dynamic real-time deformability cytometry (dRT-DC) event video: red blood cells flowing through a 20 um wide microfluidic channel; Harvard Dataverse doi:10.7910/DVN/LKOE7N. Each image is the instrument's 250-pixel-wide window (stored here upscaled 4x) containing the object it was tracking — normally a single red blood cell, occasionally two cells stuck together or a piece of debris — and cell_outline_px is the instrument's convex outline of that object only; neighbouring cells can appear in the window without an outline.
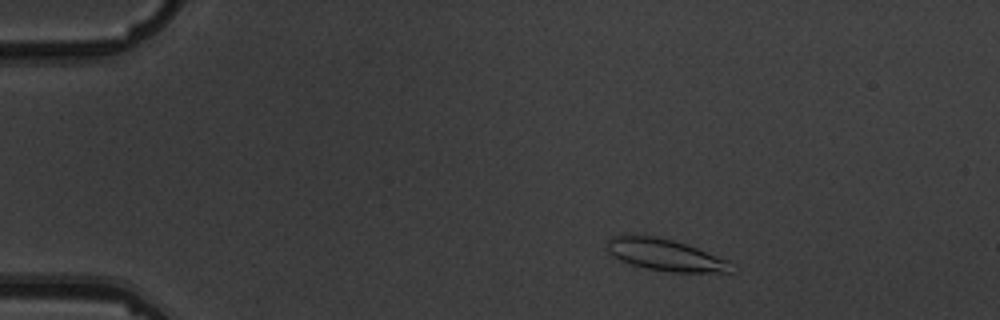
{"species": "common noctule bat (a hibernating species)", "species_latin": "Nyctalus noctula", "temperature_condition": "warm", "stored_images_in_passage": 5, "camera_frame_rate_fps": 3000, "um_per_image_px": 0.085, "animal": {"sex": "male", "body_mass_g": 19.5, "forearm_length_mm": 54.6}, "frame": {"image": 1, "passage_image": 2, "time_ms": 2.0, "image_size_px": [1000, 320], "cell_outline_px": [[732, 272], [668, 272], [648, 268], [632, 264], [620, 260], [612, 256], [608, 252], [608, 240], [612, 236], [624, 232], [656, 236], [672, 240], [696, 248], [728, 260]], "centroid_in_image_um": [56.44, 21.63], "position_along_channel_um": 28.6, "area_um2": 23.0}}